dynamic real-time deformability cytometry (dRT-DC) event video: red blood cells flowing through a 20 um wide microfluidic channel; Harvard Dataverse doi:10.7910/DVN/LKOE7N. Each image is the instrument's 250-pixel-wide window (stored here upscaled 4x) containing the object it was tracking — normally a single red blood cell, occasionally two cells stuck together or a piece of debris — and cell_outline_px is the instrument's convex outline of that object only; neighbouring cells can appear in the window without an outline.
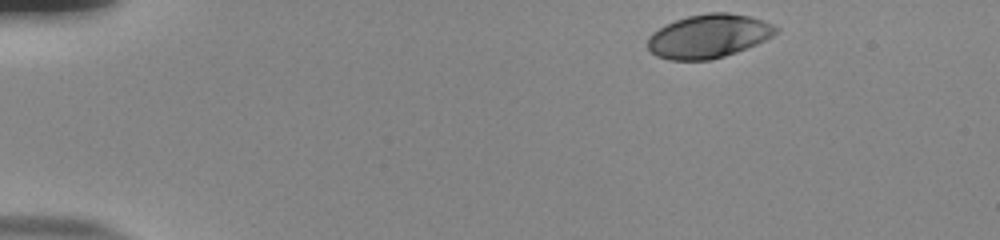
{"species": "human", "species_latin": "Homo sapiens", "temperature_condition": "room temperature", "stored_images_in_passage": 47, "camera_frame_rate_fps": 3000, "um_per_image_px": 0.085, "donor": {"sex": "male"}, "frame": {"image": 1, "passage_image": 1, "time_ms": 0.0, "image_size_px": [1000, 240], "cell_outline_px": [[780, 28], [772, 36], [756, 44], [736, 52], [724, 56], [708, 60], [668, 60], [656, 56], [648, 48], [648, 36], [652, 32], [664, 24], [688, 16], [708, 12], [728, 12], [748, 16], [764, 20]], "centroid_in_image_um": [60.21, 3.06], "position_along_channel_um": 24.8, "area_um2": 32.66}}
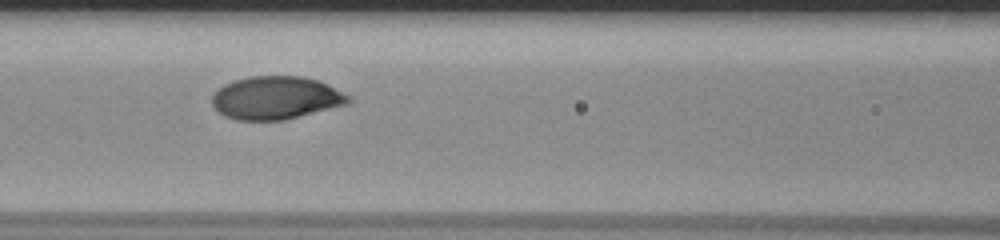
{"frame": {"image": 2, "passage_image": 18, "time_ms": 5.667, "image_size_px": [1000, 240], "cell_outline_px": [[352, 100], [348, 104], [284, 120], [236, 120], [224, 116], [212, 104], [212, 96], [224, 84], [236, 80], [252, 76], [304, 76], [320, 80], [352, 96]], "centroid_in_image_um": [23.51, 8.31], "position_along_channel_um": 143.1, "area_um2": 34.28}}
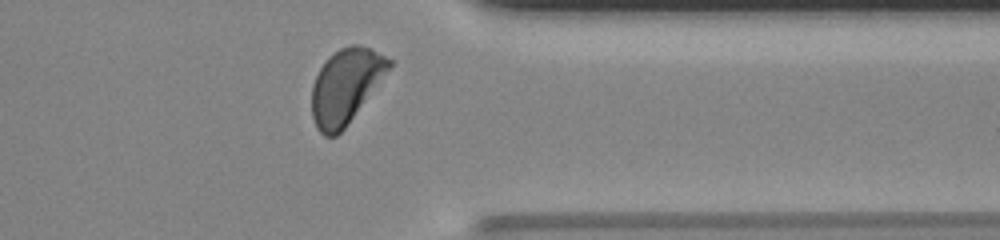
{"frame": {"image": 3, "passage_image": 37, "time_ms": 12.0, "image_size_px": [1000, 240], "cell_outline_px": [[392, 64], [344, 128], [336, 136], [324, 136], [316, 128], [312, 116], [312, 84], [320, 68], [328, 56], [340, 48], [352, 44], [360, 44], [392, 60]], "centroid_in_image_um": [29.33, 7.31], "position_along_channel_um": 382.1, "area_um2": 32.83}, "authors_computed_cell_mechanics": {"area_um2": 33.3506, "velocity_mm_per_s": 3.8395, "shape_relaxation_time_tau1_ms": 2.9755, "shape_relaxation_time_tau2_ms": null, "deformation_change_tau1": 0.164, "deformation_change_tau2": null}}